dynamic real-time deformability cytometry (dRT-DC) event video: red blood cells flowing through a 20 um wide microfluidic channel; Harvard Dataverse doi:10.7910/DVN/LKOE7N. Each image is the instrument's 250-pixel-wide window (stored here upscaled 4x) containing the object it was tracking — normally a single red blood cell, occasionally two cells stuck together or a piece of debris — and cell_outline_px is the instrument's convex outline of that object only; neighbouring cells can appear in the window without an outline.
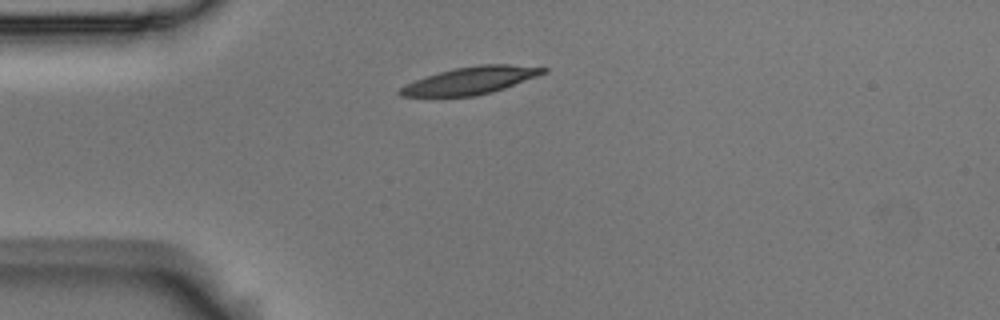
{"species": "Egyptian fruit bat (a non-hibernating species)", "species_latin": "Rousettus aegyptiacus", "temperature_condition": "room temperature", "stored_images_in_passage": 4, "camera_frame_rate_fps": 3000, "um_per_image_px": 0.085, "animal": {"sex": "male"}, "frame": {"image": 1, "passage_image": 1, "time_ms": 0.0, "image_size_px": [1000, 320], "cell_outline_px": [[548, 72], [504, 88], [492, 92], [476, 96], [400, 96], [396, 92], [400, 88], [416, 80], [440, 72], [456, 68], [480, 64], [508, 64], [548, 68]], "centroid_in_image_um": [40.03, 6.84], "position_along_channel_um": 45.0, "area_um2": 22.48}}
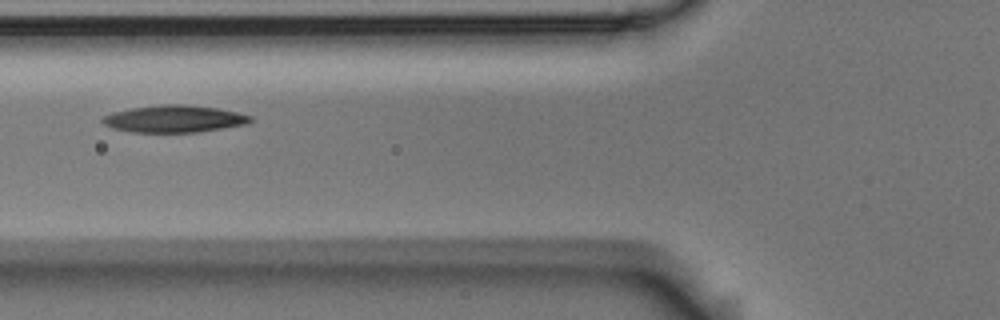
{"frame": {"image": 2, "passage_image": 3, "time_ms": 0.667, "image_size_px": [1000, 320], "cell_outline_px": [[252, 120], [248, 124], [196, 132], [132, 132], [112, 128], [104, 124], [100, 120], [104, 116], [116, 112], [132, 108], [160, 104], [184, 104], [216, 108], [236, 112], [252, 116]], "centroid_in_image_um": [14.81, 10.1], "position_along_channel_um": 111.0, "area_um2": 23.18}}
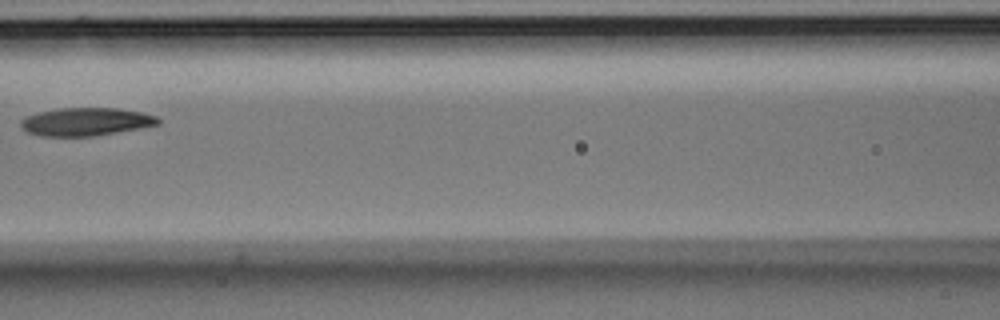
{"frame": {"image": 3, "passage_image": 4, "time_ms": 1.0, "image_size_px": [1000, 320], "cell_outline_px": [[160, 124], [140, 128], [92, 136], [44, 136], [28, 132], [20, 124], [20, 120], [28, 116], [40, 112], [60, 108], [116, 108], [140, 112], [156, 116], [160, 120]], "centroid_in_image_um": [7.32, 10.34], "position_along_channel_um": 159.3, "area_um2": 22.08}}